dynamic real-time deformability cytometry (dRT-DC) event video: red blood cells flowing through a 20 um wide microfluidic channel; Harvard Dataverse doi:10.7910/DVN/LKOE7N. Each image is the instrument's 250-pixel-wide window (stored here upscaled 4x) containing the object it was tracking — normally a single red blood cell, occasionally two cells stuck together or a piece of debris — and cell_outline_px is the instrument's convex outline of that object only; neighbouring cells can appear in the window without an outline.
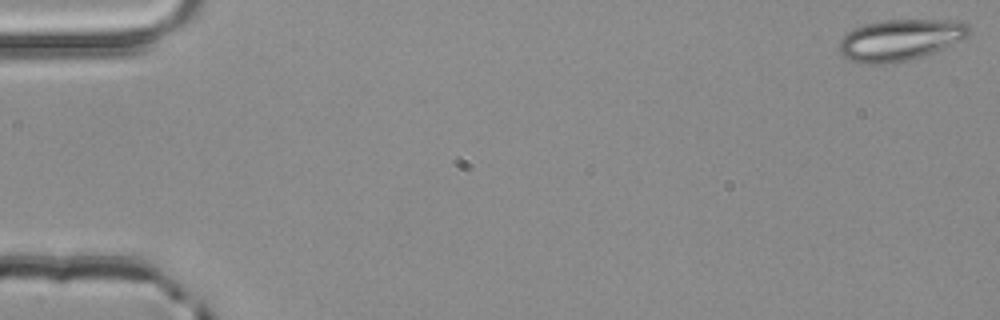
{"species": "common noctule bat (a hibernating species)", "species_latin": "Nyctalus noctula", "temperature_condition": "room temperature", "stored_images_in_passage": 4, "camera_frame_rate_fps": 3000, "um_per_image_px": 0.085, "animal": {"sex": "male", "body_mass_g": 20.4}, "frame": {"image": 1, "passage_image": 1, "time_ms": 0.0, "image_size_px": [1000, 320], "cell_outline_px": [[972, 28], [968, 36], [960, 40], [924, 56], [908, 60], [888, 64], [868, 64], [852, 60], [844, 56], [840, 52], [840, 40], [852, 28], [864, 24], [880, 20], [964, 20]], "centroid_in_image_um": [76.54, 3.37], "position_along_channel_um": 8.5, "area_um2": 31.33}}